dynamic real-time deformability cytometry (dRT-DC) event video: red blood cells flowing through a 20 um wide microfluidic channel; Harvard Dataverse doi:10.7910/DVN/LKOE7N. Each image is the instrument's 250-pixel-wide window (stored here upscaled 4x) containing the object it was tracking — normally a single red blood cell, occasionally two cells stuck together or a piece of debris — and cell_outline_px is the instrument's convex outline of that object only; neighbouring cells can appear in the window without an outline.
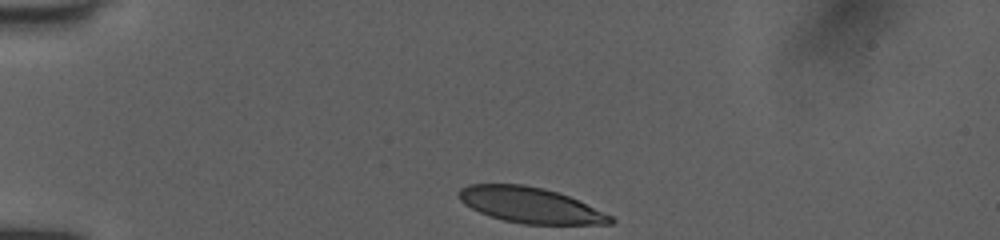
{"species": "human", "species_latin": "Homo sapiens", "temperature_condition": "room temperature", "stored_images_in_passage": 34, "camera_frame_rate_fps": 3000, "um_per_image_px": 0.085, "donor": {"sex": "female"}, "frame": {"image": 1, "passage_image": 1, "time_ms": 0.0, "image_size_px": [1000, 240], "cell_outline_px": [[616, 220], [612, 224], [524, 224], [504, 220], [480, 212], [464, 204], [460, 200], [460, 188], [468, 184], [524, 184], [544, 188], [568, 196], [612, 216]], "centroid_in_image_um": [45.08, 17.43], "position_along_channel_um": 39.9, "area_um2": 31.1}}
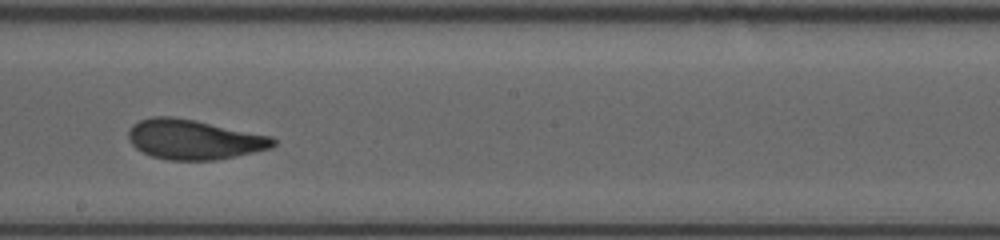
{"frame": {"image": 2, "passage_image": 19, "time_ms": 6.0, "image_size_px": [1000, 240], "cell_outline_px": [[276, 144], [272, 148], [216, 160], [168, 160], [152, 156], [136, 148], [128, 140], [128, 132], [132, 124], [140, 120], [152, 116], [172, 116], [196, 120], [272, 136], [276, 140]], "centroid_in_image_um": [16.48, 11.85], "position_along_channel_um": 231.7, "area_um2": 33.7}}
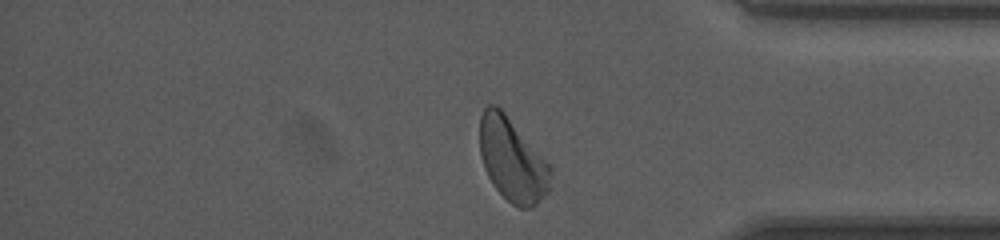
{"frame": {"image": 3, "passage_image": 32, "time_ms": 10.333, "image_size_px": [1000, 240], "cell_outline_px": [[552, 172], [548, 192], [532, 208], [520, 208], [512, 204], [492, 184], [484, 168], [480, 156], [480, 116], [484, 108], [488, 104], [496, 104], [504, 112], [552, 164]], "centroid_in_image_um": [43.57, 13.57], "position_along_channel_um": 391.6, "area_um2": 34.8}, "authors_computed_cell_mechanics": {"area_um2": 33.6107, "velocity_mm_per_s": 4.0137, "shape_relaxation_time_tau1_ms": 3.6873, "shape_relaxation_time_tau2_ms": 0.8398, "deformation_change_tau1": 0.1665, "deformation_change_tau2": 0.0745}}